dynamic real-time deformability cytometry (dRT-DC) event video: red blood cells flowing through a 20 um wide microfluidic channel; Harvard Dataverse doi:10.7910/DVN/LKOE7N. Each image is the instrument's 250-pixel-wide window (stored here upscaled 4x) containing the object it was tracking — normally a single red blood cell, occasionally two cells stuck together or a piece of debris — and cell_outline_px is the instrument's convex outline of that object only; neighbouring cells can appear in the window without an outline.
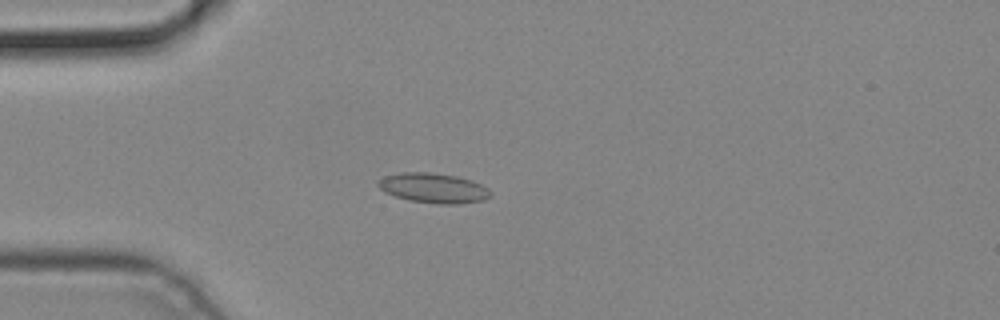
{"species": "common noctule bat (a hibernating species)", "species_latin": "Nyctalus noctula", "temperature_condition": "cold", "stored_images_in_passage": 4, "camera_frame_rate_fps": 3000, "um_per_image_px": 0.085, "animal": {"sex": "male", "body_mass_g": 19.2, "forearm_length_mm": 51.8}, "frame": {"image": 1, "passage_image": 3, "time_ms": 0.667, "image_size_px": [1000, 320], "cell_outline_px": [[492, 196], [484, 200], [460, 204], [436, 204], [412, 200], [396, 196], [380, 188], [376, 184], [376, 180], [384, 176], [400, 172], [428, 172], [456, 176], [480, 184], [488, 188], [492, 192]], "centroid_in_image_um": [36.85, 15.98], "position_along_channel_um": 48.1, "area_um2": 19.48}}